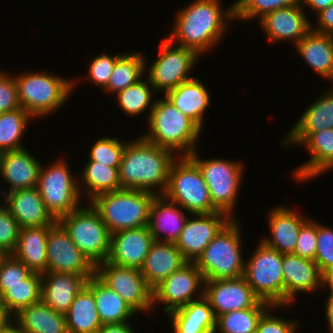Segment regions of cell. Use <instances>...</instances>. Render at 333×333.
<instances>
[{
	"instance_id": "1",
	"label": "cell",
	"mask_w": 333,
	"mask_h": 333,
	"mask_svg": "<svg viewBox=\"0 0 333 333\" xmlns=\"http://www.w3.org/2000/svg\"><path fill=\"white\" fill-rule=\"evenodd\" d=\"M222 5L221 0L190 2L177 10L166 37L177 45L194 50L199 56L209 53L227 33L230 21L235 20L234 3L227 8Z\"/></svg>"
},
{
	"instance_id": "2",
	"label": "cell",
	"mask_w": 333,
	"mask_h": 333,
	"mask_svg": "<svg viewBox=\"0 0 333 333\" xmlns=\"http://www.w3.org/2000/svg\"><path fill=\"white\" fill-rule=\"evenodd\" d=\"M177 156L139 135L126 143L118 169L122 189L144 190L163 195L169 169Z\"/></svg>"
},
{
	"instance_id": "3",
	"label": "cell",
	"mask_w": 333,
	"mask_h": 333,
	"mask_svg": "<svg viewBox=\"0 0 333 333\" xmlns=\"http://www.w3.org/2000/svg\"><path fill=\"white\" fill-rule=\"evenodd\" d=\"M147 141L172 151L177 157L189 156L197 148L201 129L165 96L156 99L147 120Z\"/></svg>"
},
{
	"instance_id": "4",
	"label": "cell",
	"mask_w": 333,
	"mask_h": 333,
	"mask_svg": "<svg viewBox=\"0 0 333 333\" xmlns=\"http://www.w3.org/2000/svg\"><path fill=\"white\" fill-rule=\"evenodd\" d=\"M27 72L14 75L18 101L35 119H44L63 107L78 84V79H66L44 70Z\"/></svg>"
},
{
	"instance_id": "5",
	"label": "cell",
	"mask_w": 333,
	"mask_h": 333,
	"mask_svg": "<svg viewBox=\"0 0 333 333\" xmlns=\"http://www.w3.org/2000/svg\"><path fill=\"white\" fill-rule=\"evenodd\" d=\"M231 219L194 261L204 280L238 278L244 275L242 228Z\"/></svg>"
},
{
	"instance_id": "6",
	"label": "cell",
	"mask_w": 333,
	"mask_h": 333,
	"mask_svg": "<svg viewBox=\"0 0 333 333\" xmlns=\"http://www.w3.org/2000/svg\"><path fill=\"white\" fill-rule=\"evenodd\" d=\"M156 194L133 189L102 193L89 203L111 234L148 225L151 203Z\"/></svg>"
},
{
	"instance_id": "7",
	"label": "cell",
	"mask_w": 333,
	"mask_h": 333,
	"mask_svg": "<svg viewBox=\"0 0 333 333\" xmlns=\"http://www.w3.org/2000/svg\"><path fill=\"white\" fill-rule=\"evenodd\" d=\"M196 149L188 157L198 166L205 180L212 205L231 219H237L235 210L238 206L239 190L243 181L244 166L242 161L222 158H201Z\"/></svg>"
},
{
	"instance_id": "8",
	"label": "cell",
	"mask_w": 333,
	"mask_h": 333,
	"mask_svg": "<svg viewBox=\"0 0 333 333\" xmlns=\"http://www.w3.org/2000/svg\"><path fill=\"white\" fill-rule=\"evenodd\" d=\"M189 214H209L218 210L212 205L208 186L198 166L188 157H177L170 166L168 184L163 194Z\"/></svg>"
},
{
	"instance_id": "9",
	"label": "cell",
	"mask_w": 333,
	"mask_h": 333,
	"mask_svg": "<svg viewBox=\"0 0 333 333\" xmlns=\"http://www.w3.org/2000/svg\"><path fill=\"white\" fill-rule=\"evenodd\" d=\"M57 221L95 267L107 260L111 233L90 203L82 205Z\"/></svg>"
},
{
	"instance_id": "10",
	"label": "cell",
	"mask_w": 333,
	"mask_h": 333,
	"mask_svg": "<svg viewBox=\"0 0 333 333\" xmlns=\"http://www.w3.org/2000/svg\"><path fill=\"white\" fill-rule=\"evenodd\" d=\"M65 158L55 160L49 166L41 165L37 188L50 214L60 217L81 207L79 179L70 170ZM81 200V201H80Z\"/></svg>"
},
{
	"instance_id": "11",
	"label": "cell",
	"mask_w": 333,
	"mask_h": 333,
	"mask_svg": "<svg viewBox=\"0 0 333 333\" xmlns=\"http://www.w3.org/2000/svg\"><path fill=\"white\" fill-rule=\"evenodd\" d=\"M157 56L150 64L145 58V75L156 93L163 92L162 96L192 79L190 73L201 58L194 50L177 45L167 37L161 39Z\"/></svg>"
},
{
	"instance_id": "12",
	"label": "cell",
	"mask_w": 333,
	"mask_h": 333,
	"mask_svg": "<svg viewBox=\"0 0 333 333\" xmlns=\"http://www.w3.org/2000/svg\"><path fill=\"white\" fill-rule=\"evenodd\" d=\"M248 260H245L244 278L254 294L272 306H284V277L282 254L261 241Z\"/></svg>"
},
{
	"instance_id": "13",
	"label": "cell",
	"mask_w": 333,
	"mask_h": 333,
	"mask_svg": "<svg viewBox=\"0 0 333 333\" xmlns=\"http://www.w3.org/2000/svg\"><path fill=\"white\" fill-rule=\"evenodd\" d=\"M283 148L303 146L310 160L291 171L296 182L307 183L333 169V128L318 132H288L280 141Z\"/></svg>"
},
{
	"instance_id": "14",
	"label": "cell",
	"mask_w": 333,
	"mask_h": 333,
	"mask_svg": "<svg viewBox=\"0 0 333 333\" xmlns=\"http://www.w3.org/2000/svg\"><path fill=\"white\" fill-rule=\"evenodd\" d=\"M204 278L194 262H187L152 289L153 310L162 304L170 313L204 296Z\"/></svg>"
},
{
	"instance_id": "15",
	"label": "cell",
	"mask_w": 333,
	"mask_h": 333,
	"mask_svg": "<svg viewBox=\"0 0 333 333\" xmlns=\"http://www.w3.org/2000/svg\"><path fill=\"white\" fill-rule=\"evenodd\" d=\"M95 275L118 293L137 314H149L153 311L152 289L147 285L140 269L105 261L96 266Z\"/></svg>"
},
{
	"instance_id": "16",
	"label": "cell",
	"mask_w": 333,
	"mask_h": 333,
	"mask_svg": "<svg viewBox=\"0 0 333 333\" xmlns=\"http://www.w3.org/2000/svg\"><path fill=\"white\" fill-rule=\"evenodd\" d=\"M204 297L209 301L216 317L248 308H270L261 301L248 285L244 276L238 278L205 280Z\"/></svg>"
},
{
	"instance_id": "17",
	"label": "cell",
	"mask_w": 333,
	"mask_h": 333,
	"mask_svg": "<svg viewBox=\"0 0 333 333\" xmlns=\"http://www.w3.org/2000/svg\"><path fill=\"white\" fill-rule=\"evenodd\" d=\"M46 251V272L95 275L96 267L80 251L58 221L49 225Z\"/></svg>"
},
{
	"instance_id": "18",
	"label": "cell",
	"mask_w": 333,
	"mask_h": 333,
	"mask_svg": "<svg viewBox=\"0 0 333 333\" xmlns=\"http://www.w3.org/2000/svg\"><path fill=\"white\" fill-rule=\"evenodd\" d=\"M188 216L175 245L181 250L188 262H194L214 239L219 231L231 220L220 211L209 214H192Z\"/></svg>"
},
{
	"instance_id": "19",
	"label": "cell",
	"mask_w": 333,
	"mask_h": 333,
	"mask_svg": "<svg viewBox=\"0 0 333 333\" xmlns=\"http://www.w3.org/2000/svg\"><path fill=\"white\" fill-rule=\"evenodd\" d=\"M258 22L266 39L274 44L291 41L295 46L312 29V21L301 3L269 12Z\"/></svg>"
},
{
	"instance_id": "20",
	"label": "cell",
	"mask_w": 333,
	"mask_h": 333,
	"mask_svg": "<svg viewBox=\"0 0 333 333\" xmlns=\"http://www.w3.org/2000/svg\"><path fill=\"white\" fill-rule=\"evenodd\" d=\"M284 277V306H295L299 293L318 292L322 288V274L314 260L295 254H282Z\"/></svg>"
},
{
	"instance_id": "21",
	"label": "cell",
	"mask_w": 333,
	"mask_h": 333,
	"mask_svg": "<svg viewBox=\"0 0 333 333\" xmlns=\"http://www.w3.org/2000/svg\"><path fill=\"white\" fill-rule=\"evenodd\" d=\"M154 241L148 226L115 232L110 237V251L106 261L140 269Z\"/></svg>"
},
{
	"instance_id": "22",
	"label": "cell",
	"mask_w": 333,
	"mask_h": 333,
	"mask_svg": "<svg viewBox=\"0 0 333 333\" xmlns=\"http://www.w3.org/2000/svg\"><path fill=\"white\" fill-rule=\"evenodd\" d=\"M287 205L272 207L267 215L270 235L260 241L281 254H293L301 227L310 219Z\"/></svg>"
},
{
	"instance_id": "23",
	"label": "cell",
	"mask_w": 333,
	"mask_h": 333,
	"mask_svg": "<svg viewBox=\"0 0 333 333\" xmlns=\"http://www.w3.org/2000/svg\"><path fill=\"white\" fill-rule=\"evenodd\" d=\"M3 199L20 228L48 226L57 221L47 210L37 186L8 192Z\"/></svg>"
},
{
	"instance_id": "24",
	"label": "cell",
	"mask_w": 333,
	"mask_h": 333,
	"mask_svg": "<svg viewBox=\"0 0 333 333\" xmlns=\"http://www.w3.org/2000/svg\"><path fill=\"white\" fill-rule=\"evenodd\" d=\"M185 212L164 195H156L151 203L147 225L154 240L176 243L188 219Z\"/></svg>"
},
{
	"instance_id": "25",
	"label": "cell",
	"mask_w": 333,
	"mask_h": 333,
	"mask_svg": "<svg viewBox=\"0 0 333 333\" xmlns=\"http://www.w3.org/2000/svg\"><path fill=\"white\" fill-rule=\"evenodd\" d=\"M94 275H78L61 272L42 274L41 301L58 313L66 314L75 296Z\"/></svg>"
},
{
	"instance_id": "26",
	"label": "cell",
	"mask_w": 333,
	"mask_h": 333,
	"mask_svg": "<svg viewBox=\"0 0 333 333\" xmlns=\"http://www.w3.org/2000/svg\"><path fill=\"white\" fill-rule=\"evenodd\" d=\"M40 163L26 147L6 152L0 177H2V181L5 184L7 183L8 189L7 191L4 189L0 193L4 196L6 193L14 190L37 186L42 165Z\"/></svg>"
},
{
	"instance_id": "27",
	"label": "cell",
	"mask_w": 333,
	"mask_h": 333,
	"mask_svg": "<svg viewBox=\"0 0 333 333\" xmlns=\"http://www.w3.org/2000/svg\"><path fill=\"white\" fill-rule=\"evenodd\" d=\"M211 93L202 80L193 77L164 96L183 114L190 118L201 130L205 123V111L211 103Z\"/></svg>"
},
{
	"instance_id": "28",
	"label": "cell",
	"mask_w": 333,
	"mask_h": 333,
	"mask_svg": "<svg viewBox=\"0 0 333 333\" xmlns=\"http://www.w3.org/2000/svg\"><path fill=\"white\" fill-rule=\"evenodd\" d=\"M187 262L175 243L154 241L140 271L153 289Z\"/></svg>"
},
{
	"instance_id": "29",
	"label": "cell",
	"mask_w": 333,
	"mask_h": 333,
	"mask_svg": "<svg viewBox=\"0 0 333 333\" xmlns=\"http://www.w3.org/2000/svg\"><path fill=\"white\" fill-rule=\"evenodd\" d=\"M166 315L172 333H214L216 328L217 317L204 296Z\"/></svg>"
},
{
	"instance_id": "30",
	"label": "cell",
	"mask_w": 333,
	"mask_h": 333,
	"mask_svg": "<svg viewBox=\"0 0 333 333\" xmlns=\"http://www.w3.org/2000/svg\"><path fill=\"white\" fill-rule=\"evenodd\" d=\"M305 63L333 85V36L312 29L294 46Z\"/></svg>"
},
{
	"instance_id": "31",
	"label": "cell",
	"mask_w": 333,
	"mask_h": 333,
	"mask_svg": "<svg viewBox=\"0 0 333 333\" xmlns=\"http://www.w3.org/2000/svg\"><path fill=\"white\" fill-rule=\"evenodd\" d=\"M13 320L22 333H68L66 316L42 301L20 309Z\"/></svg>"
},
{
	"instance_id": "32",
	"label": "cell",
	"mask_w": 333,
	"mask_h": 333,
	"mask_svg": "<svg viewBox=\"0 0 333 333\" xmlns=\"http://www.w3.org/2000/svg\"><path fill=\"white\" fill-rule=\"evenodd\" d=\"M48 233L49 225L21 228L17 246L12 255L32 272L46 273Z\"/></svg>"
},
{
	"instance_id": "33",
	"label": "cell",
	"mask_w": 333,
	"mask_h": 333,
	"mask_svg": "<svg viewBox=\"0 0 333 333\" xmlns=\"http://www.w3.org/2000/svg\"><path fill=\"white\" fill-rule=\"evenodd\" d=\"M86 286L93 292L102 325L127 323L137 314L118 293L96 275L88 279Z\"/></svg>"
},
{
	"instance_id": "34",
	"label": "cell",
	"mask_w": 333,
	"mask_h": 333,
	"mask_svg": "<svg viewBox=\"0 0 333 333\" xmlns=\"http://www.w3.org/2000/svg\"><path fill=\"white\" fill-rule=\"evenodd\" d=\"M82 169L78 179L79 191L81 197L85 194L83 198H87L86 201H91L102 193L122 189L119 182V167H109L96 161H88Z\"/></svg>"
},
{
	"instance_id": "35",
	"label": "cell",
	"mask_w": 333,
	"mask_h": 333,
	"mask_svg": "<svg viewBox=\"0 0 333 333\" xmlns=\"http://www.w3.org/2000/svg\"><path fill=\"white\" fill-rule=\"evenodd\" d=\"M65 316L68 333H96L102 327L93 292L87 286L75 296Z\"/></svg>"
},
{
	"instance_id": "36",
	"label": "cell",
	"mask_w": 333,
	"mask_h": 333,
	"mask_svg": "<svg viewBox=\"0 0 333 333\" xmlns=\"http://www.w3.org/2000/svg\"><path fill=\"white\" fill-rule=\"evenodd\" d=\"M305 109L289 132H318L333 128V85Z\"/></svg>"
},
{
	"instance_id": "37",
	"label": "cell",
	"mask_w": 333,
	"mask_h": 333,
	"mask_svg": "<svg viewBox=\"0 0 333 333\" xmlns=\"http://www.w3.org/2000/svg\"><path fill=\"white\" fill-rule=\"evenodd\" d=\"M154 93L156 94L154 87L148 77L144 75L136 83L114 95L116 97L115 99H117L116 102L126 117H138L141 116V114L145 115V112L149 110L147 112L148 117L146 118V120H148L156 101V98L155 100L154 97L152 98Z\"/></svg>"
},
{
	"instance_id": "38",
	"label": "cell",
	"mask_w": 333,
	"mask_h": 333,
	"mask_svg": "<svg viewBox=\"0 0 333 333\" xmlns=\"http://www.w3.org/2000/svg\"><path fill=\"white\" fill-rule=\"evenodd\" d=\"M139 51H126L116 62L107 86L103 89L108 94H116L136 83L145 75V58Z\"/></svg>"
},
{
	"instance_id": "39",
	"label": "cell",
	"mask_w": 333,
	"mask_h": 333,
	"mask_svg": "<svg viewBox=\"0 0 333 333\" xmlns=\"http://www.w3.org/2000/svg\"><path fill=\"white\" fill-rule=\"evenodd\" d=\"M42 274L33 272L27 279L16 285H0V294L11 315L20 309L41 301Z\"/></svg>"
},
{
	"instance_id": "40",
	"label": "cell",
	"mask_w": 333,
	"mask_h": 333,
	"mask_svg": "<svg viewBox=\"0 0 333 333\" xmlns=\"http://www.w3.org/2000/svg\"><path fill=\"white\" fill-rule=\"evenodd\" d=\"M34 118L24 109L17 108L0 114V148L5 152L25 148L22 145L26 128Z\"/></svg>"
},
{
	"instance_id": "41",
	"label": "cell",
	"mask_w": 333,
	"mask_h": 333,
	"mask_svg": "<svg viewBox=\"0 0 333 333\" xmlns=\"http://www.w3.org/2000/svg\"><path fill=\"white\" fill-rule=\"evenodd\" d=\"M269 308H248L221 314L214 333H255L261 316Z\"/></svg>"
},
{
	"instance_id": "42",
	"label": "cell",
	"mask_w": 333,
	"mask_h": 333,
	"mask_svg": "<svg viewBox=\"0 0 333 333\" xmlns=\"http://www.w3.org/2000/svg\"><path fill=\"white\" fill-rule=\"evenodd\" d=\"M301 0H235V20L251 21L277 9L298 5Z\"/></svg>"
},
{
	"instance_id": "43",
	"label": "cell",
	"mask_w": 333,
	"mask_h": 333,
	"mask_svg": "<svg viewBox=\"0 0 333 333\" xmlns=\"http://www.w3.org/2000/svg\"><path fill=\"white\" fill-rule=\"evenodd\" d=\"M127 141L104 136L97 139L89 149L88 161H96L109 167H119Z\"/></svg>"
},
{
	"instance_id": "44",
	"label": "cell",
	"mask_w": 333,
	"mask_h": 333,
	"mask_svg": "<svg viewBox=\"0 0 333 333\" xmlns=\"http://www.w3.org/2000/svg\"><path fill=\"white\" fill-rule=\"evenodd\" d=\"M115 53L114 55H109V53H101L96 55L90 62L89 68L87 69V78L93 86L98 87L102 90L107 86L110 76L112 74L113 68L117 60L124 54Z\"/></svg>"
},
{
	"instance_id": "45",
	"label": "cell",
	"mask_w": 333,
	"mask_h": 333,
	"mask_svg": "<svg viewBox=\"0 0 333 333\" xmlns=\"http://www.w3.org/2000/svg\"><path fill=\"white\" fill-rule=\"evenodd\" d=\"M20 229L8 208L0 203V255L12 254L17 246Z\"/></svg>"
},
{
	"instance_id": "46",
	"label": "cell",
	"mask_w": 333,
	"mask_h": 333,
	"mask_svg": "<svg viewBox=\"0 0 333 333\" xmlns=\"http://www.w3.org/2000/svg\"><path fill=\"white\" fill-rule=\"evenodd\" d=\"M315 263L321 274L333 268V228L317 222V249Z\"/></svg>"
},
{
	"instance_id": "47",
	"label": "cell",
	"mask_w": 333,
	"mask_h": 333,
	"mask_svg": "<svg viewBox=\"0 0 333 333\" xmlns=\"http://www.w3.org/2000/svg\"><path fill=\"white\" fill-rule=\"evenodd\" d=\"M33 272L12 254L0 255V285H16Z\"/></svg>"
},
{
	"instance_id": "48",
	"label": "cell",
	"mask_w": 333,
	"mask_h": 333,
	"mask_svg": "<svg viewBox=\"0 0 333 333\" xmlns=\"http://www.w3.org/2000/svg\"><path fill=\"white\" fill-rule=\"evenodd\" d=\"M288 306H272L260 318L257 333H298L297 321L281 318L272 314L277 309H286ZM272 310V311H271ZM271 312V313H270Z\"/></svg>"
},
{
	"instance_id": "49",
	"label": "cell",
	"mask_w": 333,
	"mask_h": 333,
	"mask_svg": "<svg viewBox=\"0 0 333 333\" xmlns=\"http://www.w3.org/2000/svg\"><path fill=\"white\" fill-rule=\"evenodd\" d=\"M317 249V221L309 219L300 229L294 253L305 259L314 260Z\"/></svg>"
},
{
	"instance_id": "50",
	"label": "cell",
	"mask_w": 333,
	"mask_h": 333,
	"mask_svg": "<svg viewBox=\"0 0 333 333\" xmlns=\"http://www.w3.org/2000/svg\"><path fill=\"white\" fill-rule=\"evenodd\" d=\"M20 108L14 74L0 70V114Z\"/></svg>"
},
{
	"instance_id": "51",
	"label": "cell",
	"mask_w": 333,
	"mask_h": 333,
	"mask_svg": "<svg viewBox=\"0 0 333 333\" xmlns=\"http://www.w3.org/2000/svg\"><path fill=\"white\" fill-rule=\"evenodd\" d=\"M315 19L313 31L333 36V4L315 15Z\"/></svg>"
},
{
	"instance_id": "52",
	"label": "cell",
	"mask_w": 333,
	"mask_h": 333,
	"mask_svg": "<svg viewBox=\"0 0 333 333\" xmlns=\"http://www.w3.org/2000/svg\"><path fill=\"white\" fill-rule=\"evenodd\" d=\"M131 322L121 324H103L102 327L96 333H136L133 330V326H130Z\"/></svg>"
},
{
	"instance_id": "53",
	"label": "cell",
	"mask_w": 333,
	"mask_h": 333,
	"mask_svg": "<svg viewBox=\"0 0 333 333\" xmlns=\"http://www.w3.org/2000/svg\"><path fill=\"white\" fill-rule=\"evenodd\" d=\"M301 4L305 11H307L306 9H309L310 7V10H312V12H309V14L314 13L317 15L322 10L333 4V0H301Z\"/></svg>"
},
{
	"instance_id": "54",
	"label": "cell",
	"mask_w": 333,
	"mask_h": 333,
	"mask_svg": "<svg viewBox=\"0 0 333 333\" xmlns=\"http://www.w3.org/2000/svg\"><path fill=\"white\" fill-rule=\"evenodd\" d=\"M325 299V320L328 323L329 333H333V292H329Z\"/></svg>"
},
{
	"instance_id": "55",
	"label": "cell",
	"mask_w": 333,
	"mask_h": 333,
	"mask_svg": "<svg viewBox=\"0 0 333 333\" xmlns=\"http://www.w3.org/2000/svg\"><path fill=\"white\" fill-rule=\"evenodd\" d=\"M13 324V316L7 310L3 295L0 294V327H6Z\"/></svg>"
},
{
	"instance_id": "56",
	"label": "cell",
	"mask_w": 333,
	"mask_h": 333,
	"mask_svg": "<svg viewBox=\"0 0 333 333\" xmlns=\"http://www.w3.org/2000/svg\"><path fill=\"white\" fill-rule=\"evenodd\" d=\"M329 288L328 291L333 292V268L326 270L322 274V289L327 287Z\"/></svg>"
},
{
	"instance_id": "57",
	"label": "cell",
	"mask_w": 333,
	"mask_h": 333,
	"mask_svg": "<svg viewBox=\"0 0 333 333\" xmlns=\"http://www.w3.org/2000/svg\"><path fill=\"white\" fill-rule=\"evenodd\" d=\"M0 333H22L14 324L0 329Z\"/></svg>"
},
{
	"instance_id": "58",
	"label": "cell",
	"mask_w": 333,
	"mask_h": 333,
	"mask_svg": "<svg viewBox=\"0 0 333 333\" xmlns=\"http://www.w3.org/2000/svg\"><path fill=\"white\" fill-rule=\"evenodd\" d=\"M5 153L6 152L3 149L0 148V172H1L2 163H3Z\"/></svg>"
}]
</instances>
